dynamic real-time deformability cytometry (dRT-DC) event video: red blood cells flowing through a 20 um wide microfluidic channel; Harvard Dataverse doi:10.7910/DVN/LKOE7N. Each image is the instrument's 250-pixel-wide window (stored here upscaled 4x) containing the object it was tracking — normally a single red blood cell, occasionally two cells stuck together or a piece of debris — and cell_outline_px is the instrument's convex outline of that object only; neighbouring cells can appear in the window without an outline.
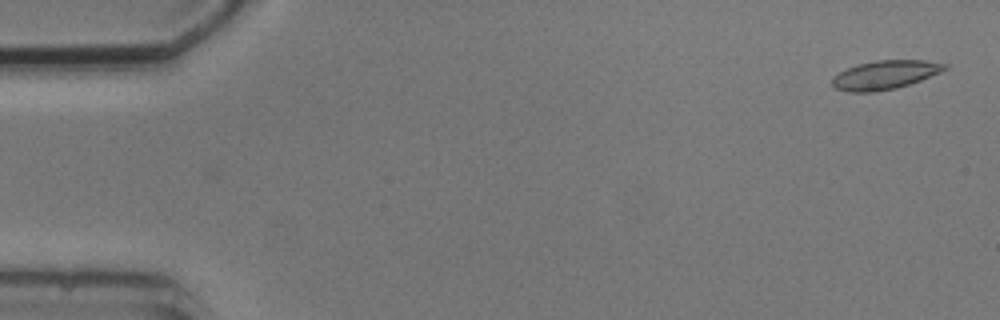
{"species": "common noctule bat (a hibernating species)", "species_latin": "Nyctalus noctula", "temperature_condition": "cold", "stored_images_in_passage": 4, "camera_frame_rate_fps": 3000, "um_per_image_px": 0.085, "animal": {"sex": "male", "body_mass_g": 20.5, "forearm_length_mm": 52.5}, "frame": {"image": 1, "passage_image": 1, "time_ms": 0.0, "image_size_px": [1000, 320], "cell_outline_px": [[948, 68], [940, 72], [920, 80], [896, 88], [876, 92], [848, 92], [832, 88], [832, 76], [856, 64], [876, 60], [924, 60], [948, 64]], "centroid_in_image_um": [75.18, 6.37], "position_along_channel_um": 9.8, "area_um2": 18.96}}